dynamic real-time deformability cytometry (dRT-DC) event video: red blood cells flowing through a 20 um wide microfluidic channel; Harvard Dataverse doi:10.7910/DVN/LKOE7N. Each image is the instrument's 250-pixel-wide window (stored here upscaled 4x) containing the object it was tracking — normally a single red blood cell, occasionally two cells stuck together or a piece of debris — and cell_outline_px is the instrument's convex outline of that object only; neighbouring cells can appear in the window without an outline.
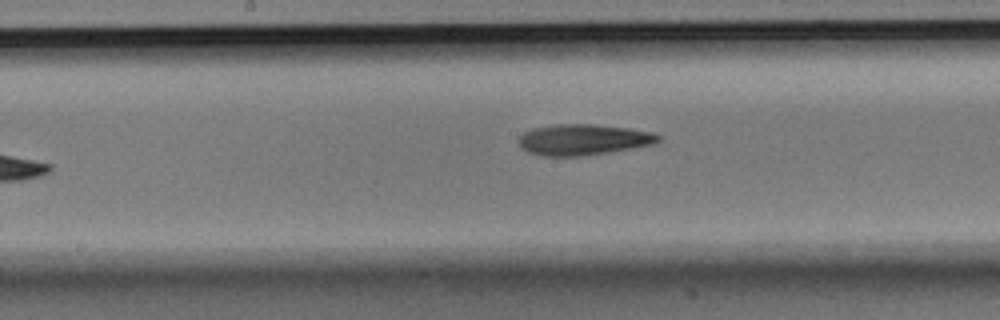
{"species": "Egyptian fruit bat (a non-hibernating species)", "species_latin": "Rousettus aegyptiacus", "temperature_condition": "room temperature", "stored_images_in_passage": 9, "camera_frame_rate_fps": 3000, "um_per_image_px": 0.085, "animal": {"sex": "male"}, "frame": {"image": 1, "passage_image": 9, "time_ms": 2.667, "image_size_px": [1000, 320], "cell_outline_px": [[660, 140], [656, 144], [584, 156], [544, 156], [528, 152], [520, 148], [516, 140], [524, 132], [532, 128], [556, 124], [592, 124], [628, 128], [652, 132], [660, 136]], "centroid_in_image_um": [49.54, 11.87], "position_along_channel_um": 198.7, "area_um2": 25.32}}